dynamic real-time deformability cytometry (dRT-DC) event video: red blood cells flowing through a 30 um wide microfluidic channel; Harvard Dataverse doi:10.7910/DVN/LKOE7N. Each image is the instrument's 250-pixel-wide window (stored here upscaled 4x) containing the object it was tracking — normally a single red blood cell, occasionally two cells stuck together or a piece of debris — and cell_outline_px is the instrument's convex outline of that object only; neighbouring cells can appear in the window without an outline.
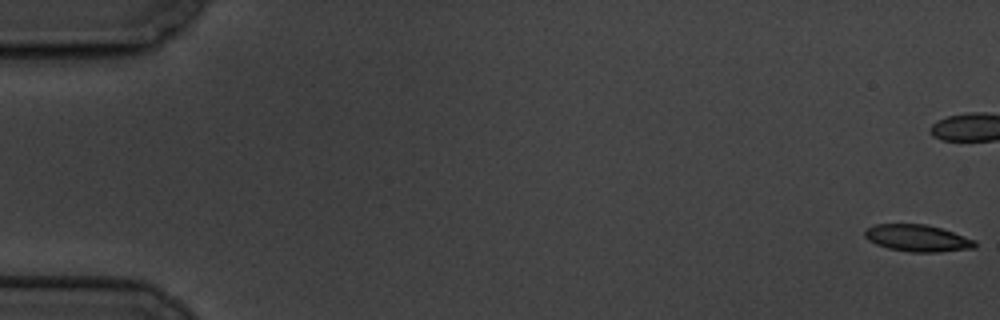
{"species": "common noctule bat (a hibernating species)", "species_latin": "Nyctalus noctula", "temperature_condition": "cold", "stored_images_in_passage": 7, "camera_frame_rate_fps": 3000, "um_per_image_px": 0.085, "animal": {"sex": "male", "body_mass_g": 19.5, "forearm_length_mm": 54.6}, "frame": {"image": 1, "passage_image": 1, "time_ms": 0.0, "image_size_px": [1000, 320], "cell_outline_px": [[976, 248], [940, 252], [912, 252], [888, 248], [876, 244], [868, 240], [864, 236], [864, 232], [868, 228], [876, 224], [924, 224], [940, 228], [976, 240]], "centroid_in_image_um": [78.0, 20.25], "position_along_channel_um": 7.0, "area_um2": 17.17}}
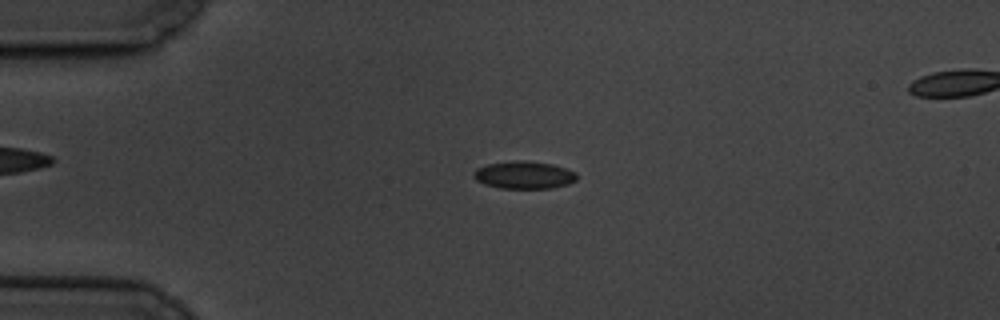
{"frame": {"image": 2, "passage_image": 7, "time_ms": 7.667, "image_size_px": [1000, 320], "cell_outline_px": [[576, 180], [568, 184], [552, 188], [500, 188], [484, 184], [476, 180], [472, 176], [472, 172], [476, 168], [488, 164], [516, 160], [524, 160], [552, 164], [576, 172]], "centroid_in_image_um": [44.51, 14.87], "position_along_channel_um": 40.5, "area_um2": 16.59}}